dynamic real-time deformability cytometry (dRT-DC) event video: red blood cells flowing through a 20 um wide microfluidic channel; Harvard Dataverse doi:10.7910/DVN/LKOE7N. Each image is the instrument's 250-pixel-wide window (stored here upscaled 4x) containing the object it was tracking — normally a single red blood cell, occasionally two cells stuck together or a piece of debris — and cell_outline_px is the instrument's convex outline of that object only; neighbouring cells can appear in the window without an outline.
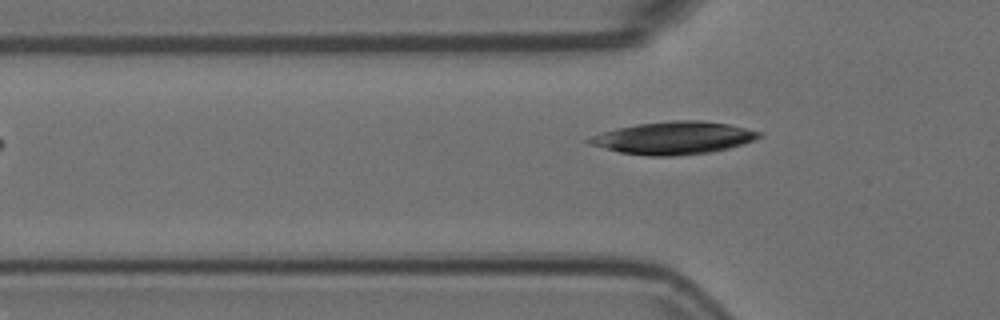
{"species": "Egyptian fruit bat (a non-hibernating species)", "species_latin": "Rousettus aegyptiacus", "temperature_condition": "room temperature", "stored_images_in_passage": 3, "camera_frame_rate_fps": 3000, "um_per_image_px": 0.085, "animal": {"sex": "female"}, "frame": {"image": 1, "passage_image": 3, "time_ms": 0.667, "image_size_px": [1000, 320], "cell_outline_px": [[760, 136], [744, 144], [712, 152], [672, 156], [648, 156], [620, 152], [588, 144], [580, 140], [616, 128], [636, 124], [672, 120], [700, 120], [728, 124], [760, 132]], "centroid_in_image_um": [57.19, 11.73], "position_along_channel_um": 68.6, "area_um2": 32.19}}